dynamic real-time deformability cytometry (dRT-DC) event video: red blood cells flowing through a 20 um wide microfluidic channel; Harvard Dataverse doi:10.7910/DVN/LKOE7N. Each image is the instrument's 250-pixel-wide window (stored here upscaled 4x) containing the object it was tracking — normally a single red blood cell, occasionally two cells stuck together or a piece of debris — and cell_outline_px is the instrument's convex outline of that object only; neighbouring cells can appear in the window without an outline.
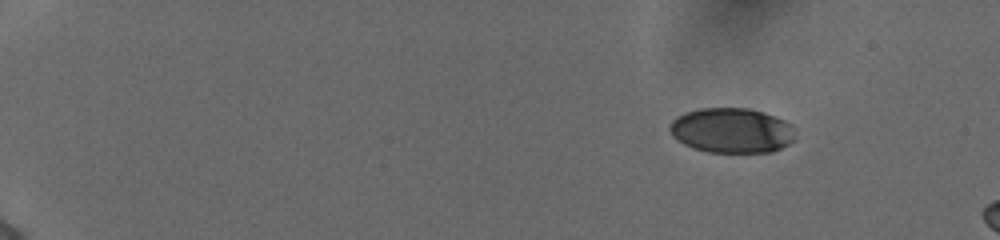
{"species": "human", "species_latin": "Homo sapiens", "temperature_condition": "cold", "stored_images_in_passage": 10, "camera_frame_rate_fps": 3000, "um_per_image_px": 0.085, "donor": {"sex": "female"}, "frame": {"image": 1, "passage_image": 1, "time_ms": 0.0, "image_size_px": [1000, 240], "cell_outline_px": [[796, 140], [772, 152], [708, 152], [692, 148], [676, 140], [672, 136], [668, 128], [672, 120], [676, 116], [684, 112], [700, 108], [748, 108], [764, 112], [784, 120], [792, 124]], "centroid_in_image_um": [62.18, 11.09], "position_along_channel_um": 22.8, "area_um2": 33.29}}